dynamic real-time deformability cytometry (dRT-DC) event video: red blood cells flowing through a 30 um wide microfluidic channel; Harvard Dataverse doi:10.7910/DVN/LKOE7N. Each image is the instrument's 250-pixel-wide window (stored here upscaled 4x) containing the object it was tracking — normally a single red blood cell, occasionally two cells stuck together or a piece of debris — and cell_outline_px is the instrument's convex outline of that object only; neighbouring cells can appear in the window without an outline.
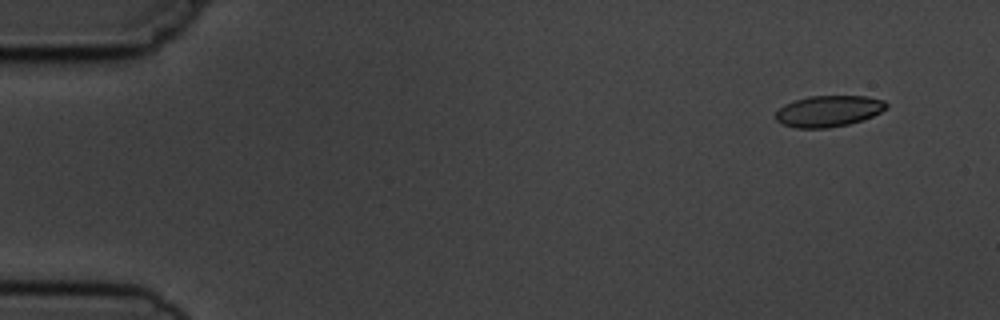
{"species": "common noctule bat (a hibernating species)", "species_latin": "Nyctalus noctula", "temperature_condition": "cold", "stored_images_in_passage": 6, "camera_frame_rate_fps": 3000, "um_per_image_px": 0.085, "animal": {"sex": "male", "body_mass_g": 19.5, "forearm_length_mm": 54.6}, "frame": {"image": 1, "passage_image": 2, "time_ms": 1.0, "image_size_px": [1000, 320], "cell_outline_px": [[888, 108], [872, 116], [848, 124], [828, 128], [796, 128], [780, 124], [776, 120], [776, 112], [784, 104], [808, 96], [864, 96], [884, 100], [888, 104]], "centroid_in_image_um": [70.41, 9.44], "position_along_channel_um": 14.6, "area_um2": 20.11}}
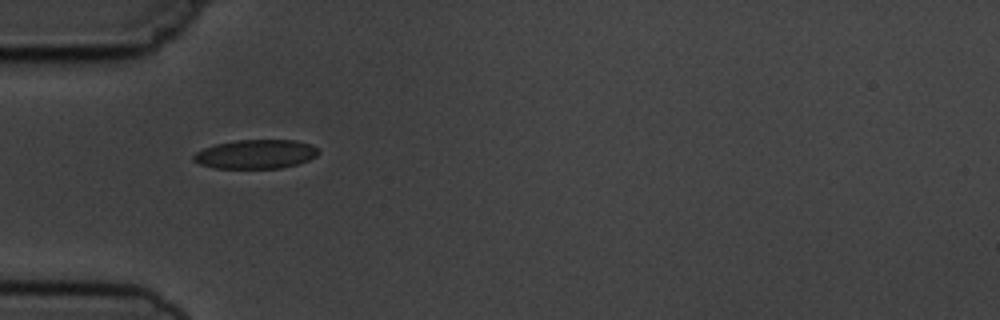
{"frame": {"image": 2, "passage_image": 5, "time_ms": 5.333, "image_size_px": [1000, 320], "cell_outline_px": [[320, 152], [316, 156], [308, 160], [296, 164], [280, 168], [212, 168], [200, 164], [192, 160], [192, 156], [196, 152], [204, 148], [216, 144], [236, 140], [296, 140], [312, 144], [320, 148]], "centroid_in_image_um": [21.76, 13.1], "position_along_channel_um": 63.2, "area_um2": 21.27}}
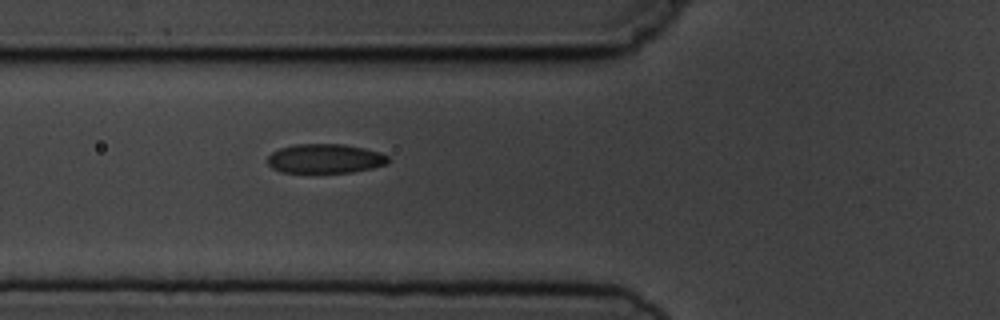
{"frame": {"image": 3, "passage_image": 6, "time_ms": 6.333, "image_size_px": [1000, 320], "cell_outline_px": [[388, 164], [372, 168], [352, 172], [280, 172], [272, 168], [268, 164], [268, 156], [272, 152], [280, 148], [296, 144], [344, 144], [364, 148], [380, 152], [388, 156]], "centroid_in_image_um": [27.64, 13.48], "position_along_channel_um": 98.2, "area_um2": 20.58}}